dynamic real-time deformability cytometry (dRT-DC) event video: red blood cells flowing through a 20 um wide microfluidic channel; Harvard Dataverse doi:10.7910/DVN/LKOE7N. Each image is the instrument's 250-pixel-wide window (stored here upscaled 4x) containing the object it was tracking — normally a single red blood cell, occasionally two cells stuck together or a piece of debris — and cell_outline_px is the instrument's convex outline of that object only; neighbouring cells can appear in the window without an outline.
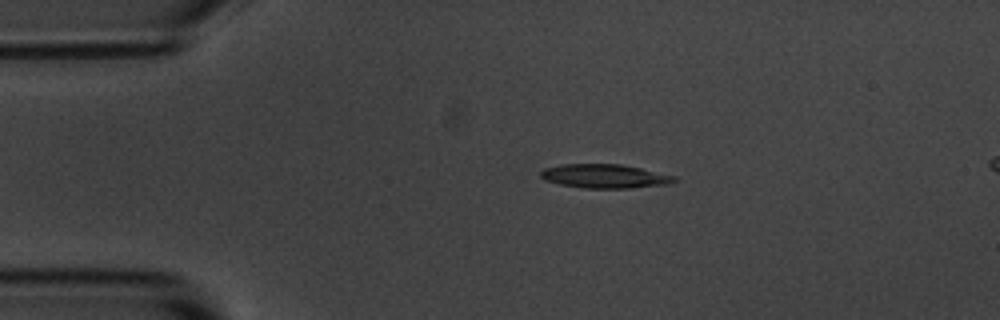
{"species": "common noctule bat (a hibernating species)", "species_latin": "Nyctalus noctula", "temperature_condition": "room temperature", "stored_images_in_passage": 3, "segment_of_instrument_passage": [1, 2], "camera_frame_rate_fps": 3000, "um_per_image_px": 0.085, "animal": {"sex": "male", "body_mass_g": 20.1, "forearm_length_mm": 53.5}, "frame": {"image": 1, "passage_image": 1, "time_ms": 0.0, "image_size_px": [1000, 320], "cell_outline_px": [[680, 180], [668, 184], [632, 188], [584, 188], [560, 184], [544, 180], [540, 176], [540, 172], [544, 168], [560, 164], [620, 164], [640, 168], [676, 176]], "centroid_in_image_um": [51.41, 14.97], "position_along_channel_um": 33.6, "area_um2": 18.73}}